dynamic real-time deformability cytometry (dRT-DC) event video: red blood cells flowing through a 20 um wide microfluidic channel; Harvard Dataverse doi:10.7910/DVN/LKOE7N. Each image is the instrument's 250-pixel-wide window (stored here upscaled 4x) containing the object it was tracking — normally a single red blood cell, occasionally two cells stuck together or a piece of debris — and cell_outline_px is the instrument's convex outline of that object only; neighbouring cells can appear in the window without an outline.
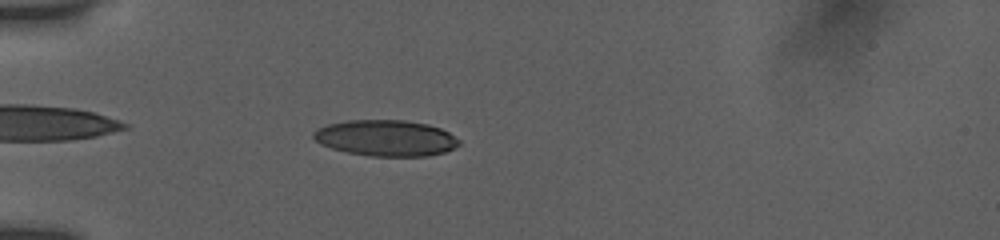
{"species": "human", "species_latin": "Homo sapiens", "temperature_condition": "room temperature", "stored_images_in_passage": 9, "camera_frame_rate_fps": 3000, "um_per_image_px": 0.085, "donor": {"sex": "female"}, "frame": {"image": 1, "passage_image": 4, "time_ms": 1.0, "image_size_px": [1000, 240], "cell_outline_px": [[460, 144], [444, 152], [428, 156], [372, 156], [348, 152], [332, 148], [320, 144], [312, 136], [312, 132], [316, 128], [328, 124], [348, 120], [404, 120], [428, 124], [440, 128], [448, 132], [460, 140]], "centroid_in_image_um": [32.78, 11.72], "position_along_channel_um": 52.2, "area_um2": 30.58}}
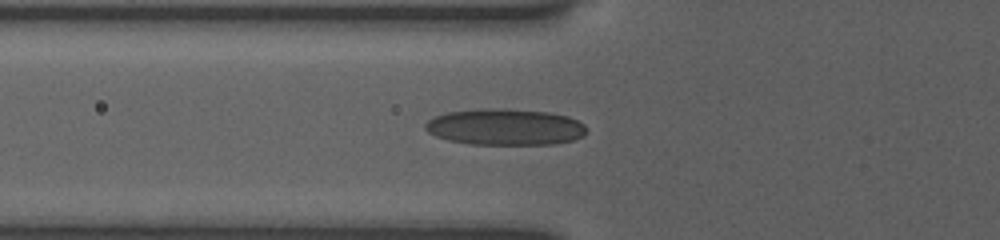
{"frame": {"image": 2, "passage_image": 7, "time_ms": 2.333, "image_size_px": [1000, 240], "cell_outline_px": [[588, 132], [572, 140], [552, 144], [468, 144], [448, 140], [436, 136], [428, 132], [424, 128], [424, 124], [428, 120], [436, 116], [448, 112], [492, 108], [504, 108], [548, 112], [568, 116], [584, 124]], "centroid_in_image_um": [42.92, 10.79], "position_along_channel_um": 82.9, "area_um2": 34.04}}
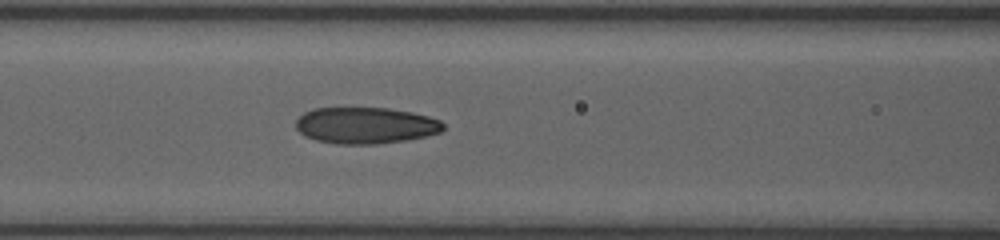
{"frame": {"image": 3, "passage_image": 9, "time_ms": 3.667, "image_size_px": [1000, 240], "cell_outline_px": [[444, 128], [440, 132], [428, 136], [408, 140], [376, 144], [336, 144], [316, 140], [304, 136], [296, 128], [296, 120], [304, 112], [312, 108], [388, 108], [412, 112], [428, 116], [440, 120], [444, 124]], "centroid_in_image_um": [31.08, 10.66], "position_along_channel_um": 135.5, "area_um2": 31.5}}